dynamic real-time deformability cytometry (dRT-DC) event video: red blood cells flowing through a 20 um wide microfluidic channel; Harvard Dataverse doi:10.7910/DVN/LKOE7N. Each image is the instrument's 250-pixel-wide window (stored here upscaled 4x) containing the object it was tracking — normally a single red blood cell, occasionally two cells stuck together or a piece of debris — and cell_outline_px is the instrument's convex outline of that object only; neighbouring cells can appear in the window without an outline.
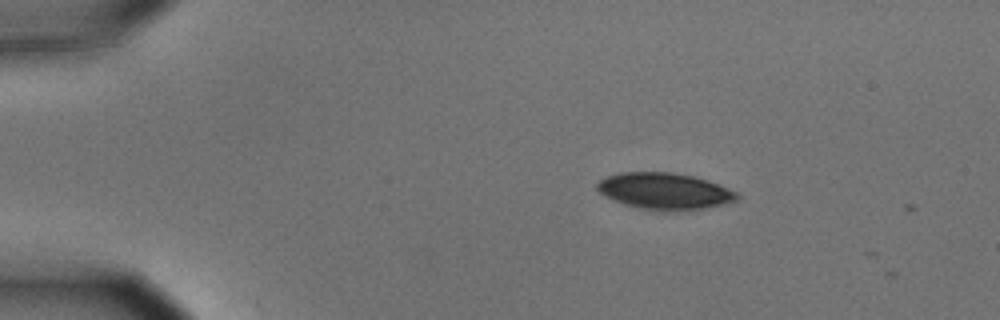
{"species": "common noctule bat (a hibernating species)", "species_latin": "Nyctalus noctula", "temperature_condition": "cold", "stored_images_in_passage": 3, "camera_frame_rate_fps": 3000, "um_per_image_px": 0.085, "animal": {"sex": "male", "body_mass_g": 15.6}, "frame": {"image": 1, "passage_image": 1, "time_ms": 0.0, "image_size_px": [1000, 320], "cell_outline_px": [[740, 196], [736, 200], [724, 204], [676, 212], [656, 212], [624, 204], [604, 196], [596, 188], [596, 184], [600, 180], [608, 176], [620, 172], [668, 172], [692, 176], [716, 184], [736, 192]], "centroid_in_image_um": [56.44, 16.27], "position_along_channel_um": 28.6, "area_um2": 29.65}}